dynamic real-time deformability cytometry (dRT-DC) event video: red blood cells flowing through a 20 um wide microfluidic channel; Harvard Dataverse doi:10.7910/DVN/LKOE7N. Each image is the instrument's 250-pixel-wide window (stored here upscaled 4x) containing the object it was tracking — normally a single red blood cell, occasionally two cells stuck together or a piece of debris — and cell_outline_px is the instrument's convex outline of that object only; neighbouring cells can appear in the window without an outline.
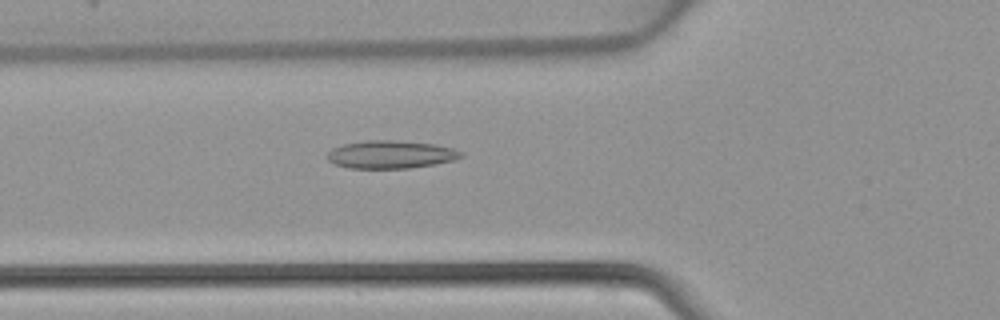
{"species": "common noctule bat (a hibernating species)", "species_latin": "Nyctalus noctula", "temperature_condition": "warm", "stored_images_in_passage": 46, "camera_frame_rate_fps": 3000, "um_per_image_px": 0.085, "animal": {"sex": "female", "body_mass_g": 22.7, "forearm_length_mm": 54.2}, "frame": {"image": 1, "passage_image": 17, "time_ms": 5.333, "image_size_px": [1000, 320], "cell_outline_px": [[464, 156], [452, 160], [432, 164], [408, 168], [348, 168], [336, 164], [328, 160], [328, 152], [332, 148], [344, 144], [368, 140], [392, 140], [436, 144], [452, 148], [464, 152]], "centroid_in_image_um": [33.22, 13.12], "position_along_channel_um": 92.6, "area_um2": 21.56}}
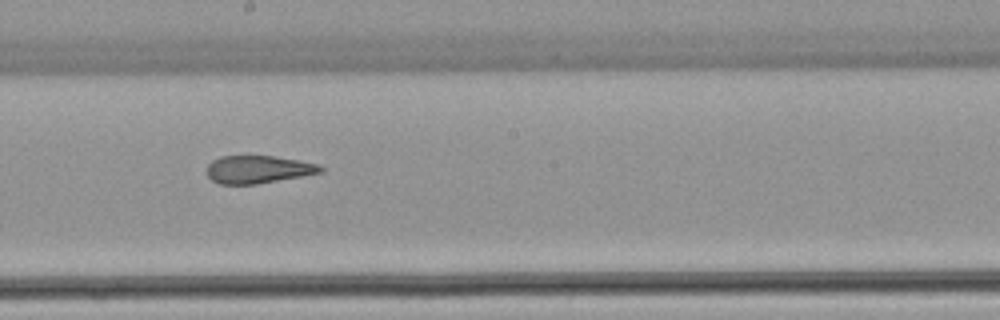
{"frame": {"image": 2, "passage_image": 26, "time_ms": 8.333, "image_size_px": [1000, 320], "cell_outline_px": [[324, 172], [256, 184], [220, 184], [212, 180], [204, 172], [208, 164], [212, 160], [220, 156], [276, 156], [320, 164], [324, 168]], "centroid_in_image_um": [21.93, 14.39], "position_along_channel_um": 226.3, "area_um2": 18.55}}
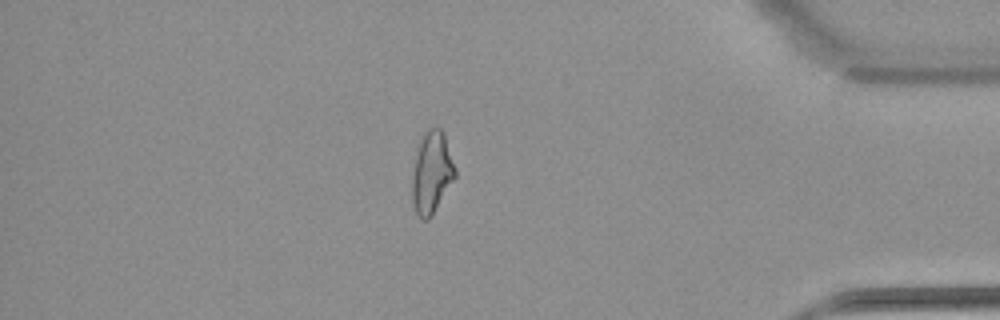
{"frame": {"image": 3, "passage_image": 40, "time_ms": 13.0, "image_size_px": [1000, 320], "cell_outline_px": [[456, 176], [432, 216], [428, 220], [424, 220], [416, 212], [412, 204], [412, 172], [416, 152], [420, 136], [428, 128], [440, 128], [444, 132], [456, 168]], "centroid_in_image_um": [36.69, 14.64], "position_along_channel_um": 398.5, "area_um2": 20.81}}